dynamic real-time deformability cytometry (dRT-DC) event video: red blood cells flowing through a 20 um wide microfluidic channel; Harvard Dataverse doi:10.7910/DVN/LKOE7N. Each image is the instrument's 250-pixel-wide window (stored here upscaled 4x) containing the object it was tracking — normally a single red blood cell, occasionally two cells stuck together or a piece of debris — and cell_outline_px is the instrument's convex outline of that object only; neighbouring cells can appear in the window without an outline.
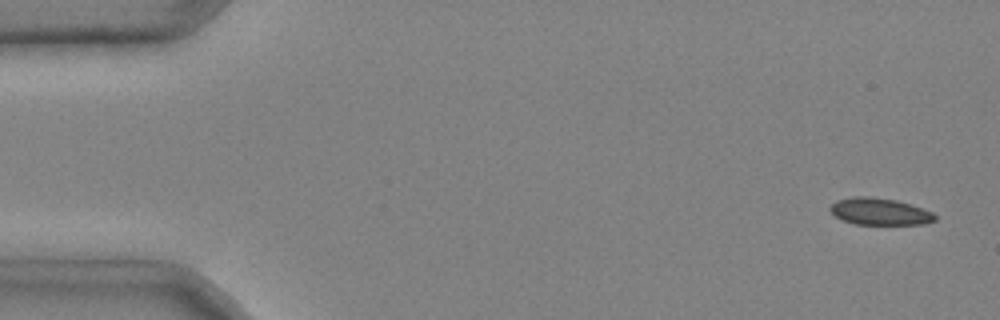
{"species": "common noctule bat (a hibernating species)", "species_latin": "Nyctalus noctula", "temperature_condition": "cold", "stored_images_in_passage": 5, "camera_frame_rate_fps": 3000, "um_per_image_px": 0.085, "animal": {"sex": "male", "body_mass_g": 20.4}, "frame": {"image": 1, "passage_image": 1, "time_ms": 0.0, "image_size_px": [1000, 320], "cell_outline_px": [[936, 220], [924, 224], [856, 224], [844, 220], [836, 216], [828, 208], [836, 200], [852, 196], [872, 196], [896, 200], [932, 212], [936, 216]], "centroid_in_image_um": [74.75, 17.97], "position_along_channel_um": 10.2, "area_um2": 16.3}}